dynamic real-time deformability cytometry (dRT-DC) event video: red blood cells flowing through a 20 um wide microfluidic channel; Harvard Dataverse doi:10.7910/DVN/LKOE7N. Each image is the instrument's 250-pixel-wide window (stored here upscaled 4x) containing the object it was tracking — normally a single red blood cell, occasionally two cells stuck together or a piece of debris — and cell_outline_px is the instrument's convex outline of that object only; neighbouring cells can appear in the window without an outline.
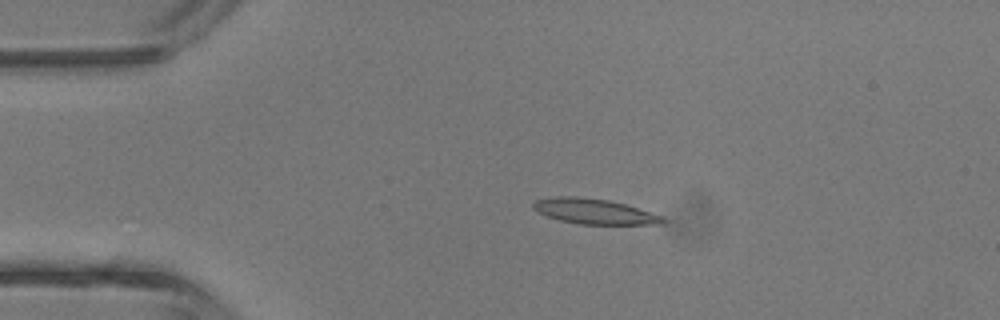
{"species": "common noctule bat (a hibernating species)", "species_latin": "Nyctalus noctula", "temperature_condition": "room temperature", "stored_images_in_passage": 40, "camera_frame_rate_fps": 3000, "um_per_image_px": 0.085, "animal": {"sex": "male", "body_mass_g": 13.3}, "frame": {"image": 1, "passage_image": 6, "time_ms": 1.667, "image_size_px": [1000, 320], "cell_outline_px": [[668, 220], [664, 224], [580, 224], [560, 220], [548, 216], [532, 208], [532, 204], [536, 200], [560, 196], [576, 196], [608, 200], [624, 204], [664, 216]], "centroid_in_image_um": [50.57, 17.97], "position_along_channel_um": 34.4, "area_um2": 18.9}}
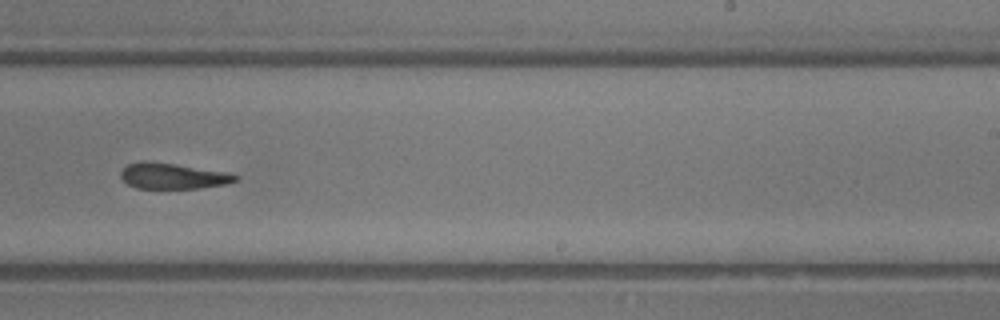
{"frame": {"image": 2, "passage_image": 24, "time_ms": 7.667, "image_size_px": [1000, 320], "cell_outline_px": [[240, 176], [236, 180], [228, 184], [200, 188], [136, 188], [128, 184], [120, 176], [120, 172], [128, 164], [140, 160], [144, 160], [176, 164], [228, 172]], "centroid_in_image_um": [14.7, 14.95], "position_along_channel_um": 274.3, "area_um2": 17.34}}
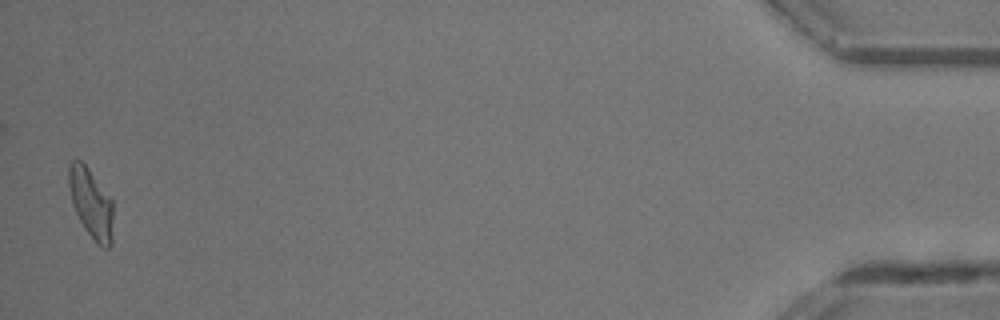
{"frame": {"image": 3, "passage_image": 40, "time_ms": 13.0, "image_size_px": [1000, 320], "cell_outline_px": [[112, 244], [108, 248], [100, 248], [96, 244], [84, 228], [72, 204], [68, 184], [68, 168], [72, 160], [80, 160], [88, 168], [112, 200]], "centroid_in_image_um": [7.73, 17.32], "position_along_channel_um": 427.5, "area_um2": 17.98}, "authors_computed_cell_mechanics": {"area_um2": 18.3226, "velocity_mm_per_s": 4.6865, "shape_relaxation_time_tau1_ms": null, "shape_relaxation_time_tau2_ms": 4.6194, "deformation_change_tau1": null, "deformation_change_tau2": 0.1758}}